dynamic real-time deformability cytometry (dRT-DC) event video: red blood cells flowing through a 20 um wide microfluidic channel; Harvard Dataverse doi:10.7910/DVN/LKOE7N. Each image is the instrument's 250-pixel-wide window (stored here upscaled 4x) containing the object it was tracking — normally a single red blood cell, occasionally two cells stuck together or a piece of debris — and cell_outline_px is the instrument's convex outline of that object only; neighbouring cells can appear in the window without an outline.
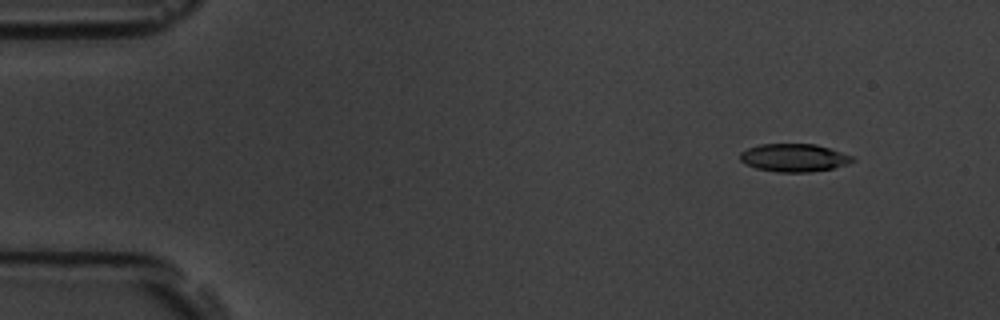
{"species": "common noctule bat (a hibernating species)", "species_latin": "Nyctalus noctula", "temperature_condition": "room temperature", "stored_images_in_passage": 4, "camera_frame_rate_fps": 3000, "um_per_image_px": 0.085, "animal": {"sex": "male", "body_mass_g": 19.5, "forearm_length_mm": 54.6}, "frame": {"image": 1, "passage_image": 1, "time_ms": 0.0, "image_size_px": [1000, 320], "cell_outline_px": [[856, 160], [848, 164], [832, 168], [812, 172], [776, 172], [756, 168], [744, 164], [740, 160], [740, 152], [748, 148], [760, 144], [816, 144], [852, 156]], "centroid_in_image_um": [67.47, 13.41], "position_along_channel_um": 17.5, "area_um2": 18.32}}
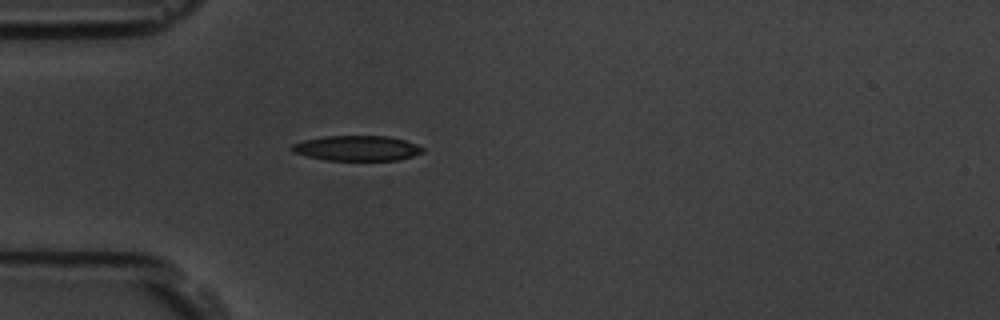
{"frame": {"image": 2, "passage_image": 4, "time_ms": 3.667, "image_size_px": [1000, 320], "cell_outline_px": [[424, 152], [400, 160], [324, 160], [292, 152], [288, 148], [292, 144], [304, 140], [324, 136], [388, 136], [404, 140], [416, 144], [424, 148]], "centroid_in_image_um": [30.32, 12.6], "position_along_channel_um": 54.7, "area_um2": 19.25}}